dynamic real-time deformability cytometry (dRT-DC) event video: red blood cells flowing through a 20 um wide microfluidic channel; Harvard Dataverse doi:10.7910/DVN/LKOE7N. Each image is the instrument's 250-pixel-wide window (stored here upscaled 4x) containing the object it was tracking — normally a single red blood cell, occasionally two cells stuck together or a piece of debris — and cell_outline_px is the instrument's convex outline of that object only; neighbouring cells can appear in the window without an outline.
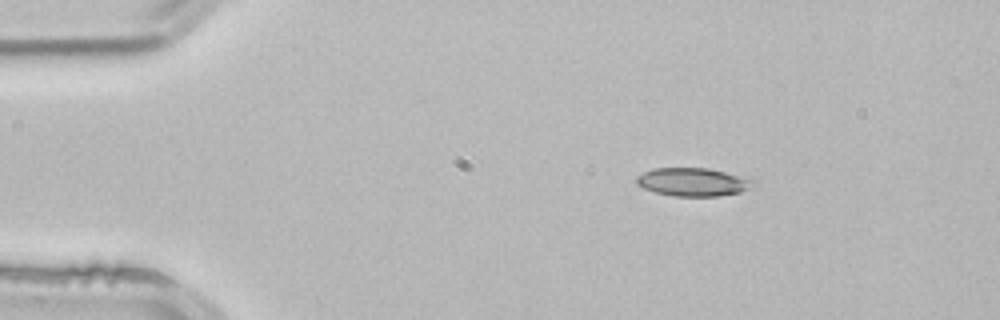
{"species": "common noctule bat (a hibernating species)", "species_latin": "Nyctalus noctula", "temperature_condition": "room temperature", "stored_images_in_passage": 45, "camera_frame_rate_fps": 3000, "um_per_image_px": 0.085, "animal": {"sex": "male", "body_mass_g": 21.5, "forearm_length_mm": 52.0}, "frame": {"image": 1, "passage_image": 1, "time_ms": 0.0, "image_size_px": [1000, 320], "cell_outline_px": [[756, 184], [740, 192], [720, 196], [672, 196], [656, 192], [644, 188], [636, 184], [636, 176], [652, 168], [708, 168], [756, 180]], "centroid_in_image_um": [58.89, 15.47], "position_along_channel_um": 26.1, "area_um2": 19.19}}
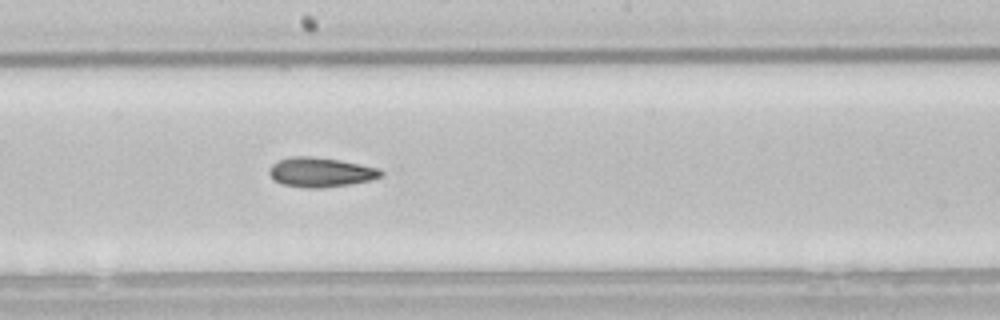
{"frame": {"image": 2, "passage_image": 21, "time_ms": 6.667, "image_size_px": [1000, 320], "cell_outline_px": [[384, 172], [380, 176], [368, 180], [352, 184], [324, 188], [304, 188], [280, 184], [272, 180], [268, 172], [268, 168], [272, 164], [280, 160], [292, 156], [312, 156], [340, 160], [380, 168]], "centroid_in_image_um": [27.21, 14.65], "position_along_channel_um": 221.0, "area_um2": 19.48}}
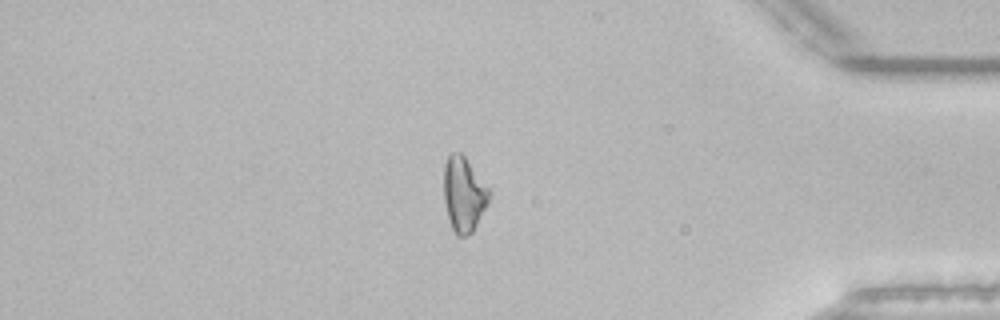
{"frame": {"image": 3, "passage_image": 37, "time_ms": 12.0, "image_size_px": [1000, 320], "cell_outline_px": [[488, 200], [472, 232], [464, 236], [456, 236], [452, 228], [448, 216], [444, 200], [444, 164], [448, 156], [452, 152], [460, 152], [464, 156], [488, 188]], "centroid_in_image_um": [39.37, 16.5], "position_along_channel_um": 395.8, "area_um2": 19.13}, "authors_computed_cell_mechanics": {"area_um2": 19.1896, "velocity_mm_per_s": 3.8924, "shape_relaxation_time_tau1_ms": 11.377, "shape_relaxation_time_tau2_ms": 7.5844, "deformation_change_tau1": 0.1959, "deformation_change_tau2": 0.1691}}